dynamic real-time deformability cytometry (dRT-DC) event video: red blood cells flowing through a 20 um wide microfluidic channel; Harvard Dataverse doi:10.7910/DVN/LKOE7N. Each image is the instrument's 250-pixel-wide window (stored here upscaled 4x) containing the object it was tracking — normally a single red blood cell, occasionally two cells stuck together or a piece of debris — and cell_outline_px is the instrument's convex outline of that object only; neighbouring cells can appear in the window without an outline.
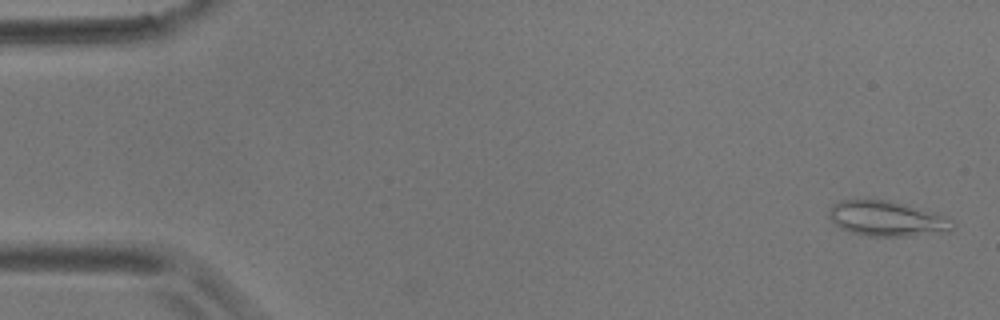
{"species": "common noctule bat (a hibernating species)", "species_latin": "Nyctalus noctula", "temperature_condition": "room temperature", "stored_images_in_passage": 6, "camera_frame_rate_fps": 3000, "um_per_image_px": 0.085, "animal": {"sex": "male", "body_mass_g": 17.9}, "frame": {"image": 1, "passage_image": 1, "time_ms": 0.0, "image_size_px": [1000, 320], "cell_outline_px": [[956, 224], [952, 232], [908, 236], [868, 236], [852, 232], [840, 228], [828, 216], [828, 208], [832, 204], [840, 200], [864, 196], [868, 196], [888, 200], [904, 204], [948, 216]], "centroid_in_image_um": [75.38, 18.54], "position_along_channel_um": 9.6, "area_um2": 26.36}}